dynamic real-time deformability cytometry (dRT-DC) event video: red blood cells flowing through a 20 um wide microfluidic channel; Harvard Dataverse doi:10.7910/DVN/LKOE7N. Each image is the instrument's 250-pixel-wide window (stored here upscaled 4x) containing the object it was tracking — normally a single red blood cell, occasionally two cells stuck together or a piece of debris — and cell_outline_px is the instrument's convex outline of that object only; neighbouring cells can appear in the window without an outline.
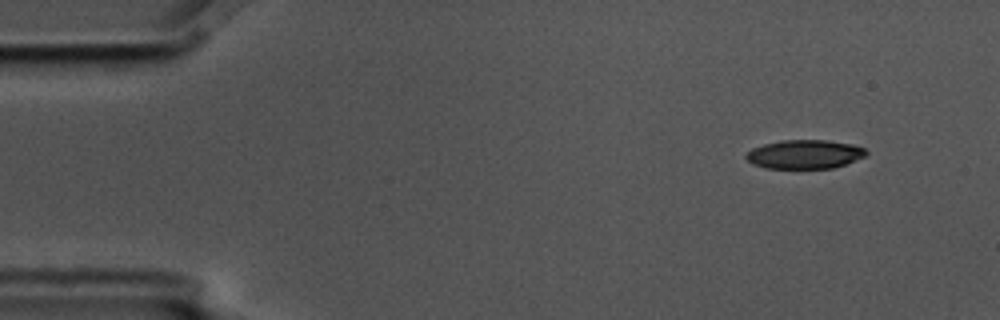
{"species": "common noctule bat (a hibernating species)", "species_latin": "Nyctalus noctula", "temperature_condition": "cold", "stored_images_in_passage": 4, "camera_frame_rate_fps": 3000, "um_per_image_px": 0.085, "animal": {"sex": "male", "body_mass_g": 17.5, "forearm_length_mm": 52.3}, "frame": {"image": 1, "passage_image": 1, "time_ms": 0.0, "image_size_px": [1000, 320], "cell_outline_px": [[868, 152], [864, 156], [844, 164], [832, 168], [764, 168], [752, 164], [744, 156], [752, 148], [764, 144], [784, 140], [828, 140], [852, 144], [864, 148]], "centroid_in_image_um": [68.37, 13.11], "position_along_channel_um": 16.6, "area_um2": 20.06}}
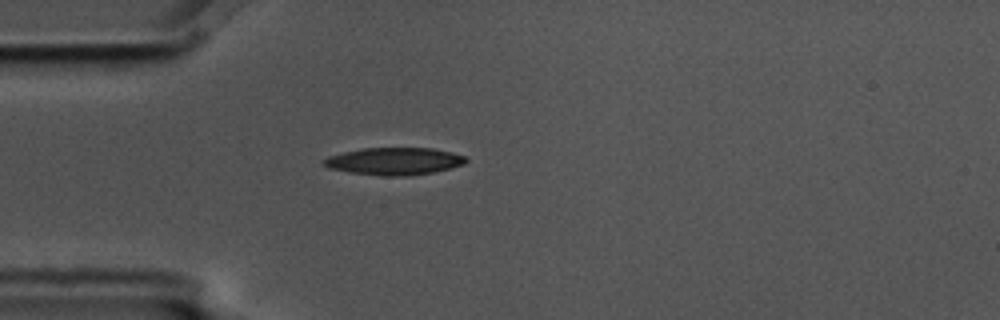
{"frame": {"image": 2, "passage_image": 4, "time_ms": 1.0, "image_size_px": [1000, 320], "cell_outline_px": [[468, 160], [464, 164], [452, 168], [432, 172], [408, 176], [384, 176], [348, 172], [328, 168], [320, 160], [328, 156], [344, 152], [364, 148], [432, 148], [452, 152], [464, 156]], "centroid_in_image_um": [33.5, 13.7], "position_along_channel_um": 51.5, "area_um2": 22.72}}